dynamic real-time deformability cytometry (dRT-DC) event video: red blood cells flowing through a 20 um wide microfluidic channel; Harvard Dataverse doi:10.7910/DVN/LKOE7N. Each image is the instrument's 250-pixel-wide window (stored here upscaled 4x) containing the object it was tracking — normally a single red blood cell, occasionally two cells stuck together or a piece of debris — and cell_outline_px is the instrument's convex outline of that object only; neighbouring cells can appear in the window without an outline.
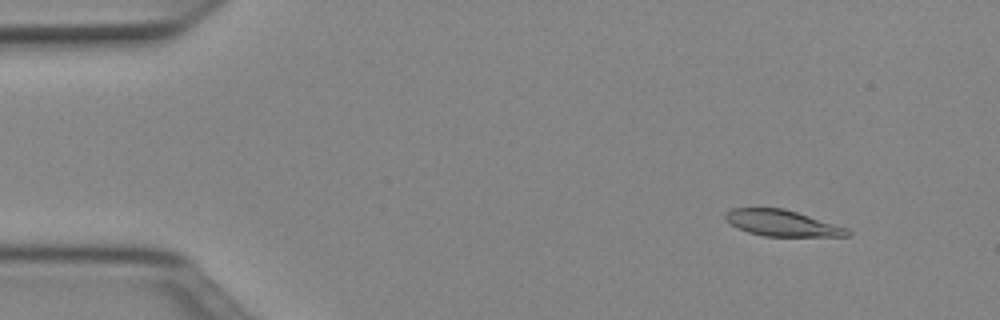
{"species": "Egyptian fruit bat (a non-hibernating species)", "species_latin": "Rousettus aegyptiacus", "temperature_condition": "cold", "stored_images_in_passage": 51, "camera_frame_rate_fps": 3000, "um_per_image_px": 0.085, "animal": {"sex": "female"}, "frame": {"image": 1, "passage_image": 6, "time_ms": 1.667, "image_size_px": [1000, 320], "cell_outline_px": [[852, 236], [764, 236], [748, 232], [736, 228], [724, 216], [724, 212], [732, 208], [784, 208], [848, 228], [852, 232]], "centroid_in_image_um": [66.49, 18.96], "position_along_channel_um": 18.5, "area_um2": 18.55}}
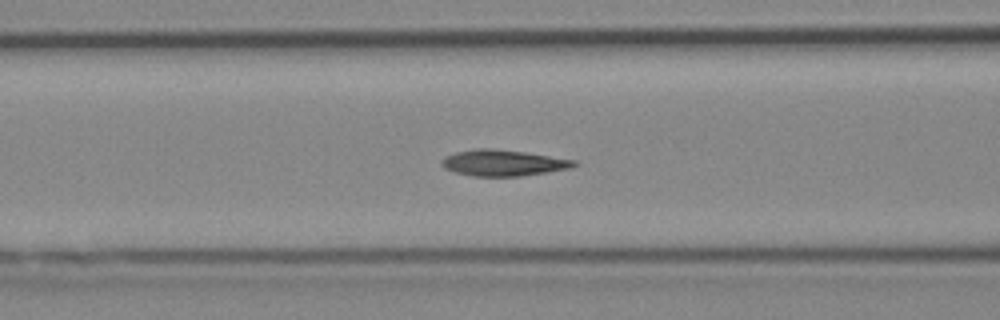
{"frame": {"image": 2, "passage_image": 21, "time_ms": 6.667, "image_size_px": [1000, 320], "cell_outline_px": [[580, 164], [572, 168], [548, 172], [520, 176], [472, 176], [456, 172], [444, 168], [440, 164], [440, 160], [444, 156], [456, 152], [476, 148], [492, 148], [524, 152], [576, 160]], "centroid_in_image_um": [42.77, 13.84], "position_along_channel_um": 123.8, "area_um2": 20.29}}
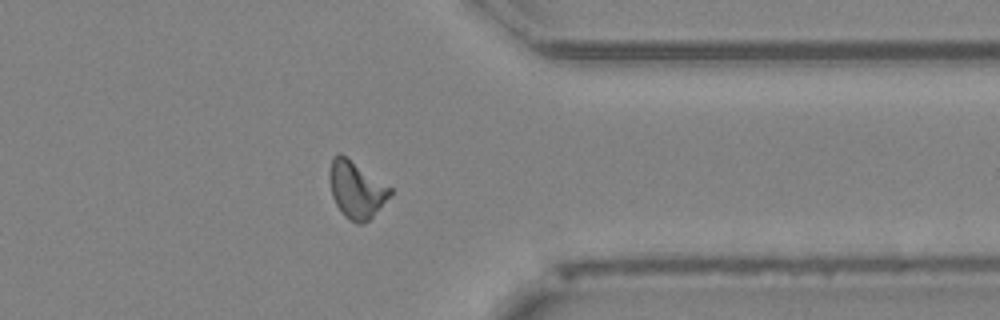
{"frame": {"image": 3, "passage_image": 41, "time_ms": 13.333, "image_size_px": [1000, 320], "cell_outline_px": [[392, 192], [372, 216], [368, 220], [360, 224], [356, 224], [344, 216], [336, 204], [332, 196], [328, 176], [328, 172], [332, 156], [336, 152], [340, 152], [392, 188]], "centroid_in_image_um": [30.23, 16.08], "position_along_channel_um": 381.2, "area_um2": 20.0}, "authors_computed_cell_mechanics": {"area_um2": 19.4786, "velocity_mm_per_s": 3.9791, "shape_relaxation_time_tau1_ms": 5.4339, "shape_relaxation_time_tau2_ms": 2.8022, "deformation_change_tau1": 0.1626, "deformation_change_tau2": 0.0828}}